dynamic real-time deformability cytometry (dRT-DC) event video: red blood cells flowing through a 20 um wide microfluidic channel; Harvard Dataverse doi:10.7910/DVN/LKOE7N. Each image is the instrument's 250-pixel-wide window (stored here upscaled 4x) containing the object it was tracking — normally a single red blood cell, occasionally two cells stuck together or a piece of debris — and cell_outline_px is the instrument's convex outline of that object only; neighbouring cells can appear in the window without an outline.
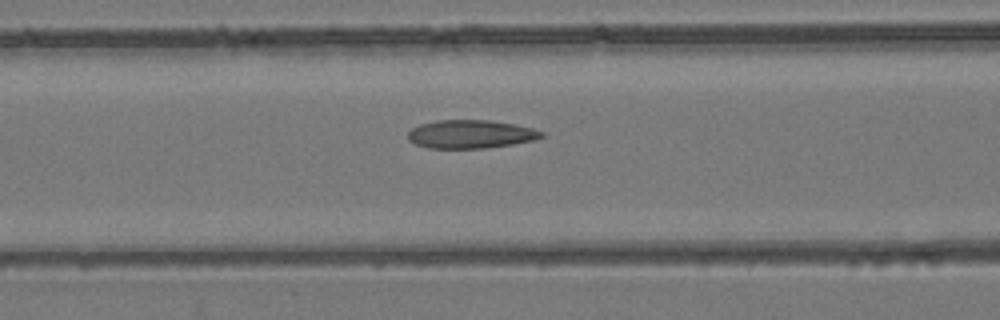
{"species": "common noctule bat (a hibernating species)", "species_latin": "Nyctalus noctula", "temperature_condition": "room temperature", "stored_images_in_passage": 53, "camera_frame_rate_fps": 3000, "um_per_image_px": 0.085, "animal": {"sex": "female", "body_mass_g": 24.6, "forearm_length_mm": 56.2}, "frame": {"image": 1, "passage_image": 22, "time_ms": 7.0, "image_size_px": [1000, 320], "cell_outline_px": [[544, 136], [536, 140], [512, 144], [484, 148], [428, 148], [416, 144], [408, 140], [408, 132], [412, 128], [420, 124], [436, 120], [492, 120], [532, 128], [544, 132]], "centroid_in_image_um": [40.0, 11.4], "position_along_channel_um": 126.6, "area_um2": 22.08}}
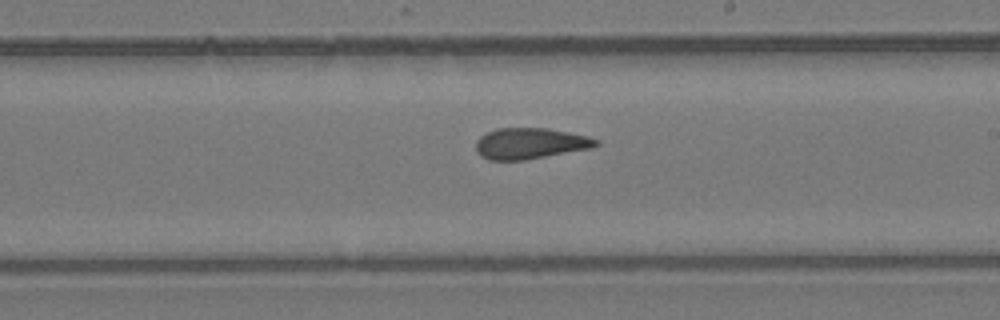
{"frame": {"image": 2, "passage_image": 31, "time_ms": 10.0, "image_size_px": [1000, 320], "cell_outline_px": [[600, 144], [592, 148], [524, 160], [488, 160], [480, 156], [476, 152], [476, 140], [480, 136], [496, 128], [548, 128], [588, 136], [600, 140]], "centroid_in_image_um": [45.06, 12.19], "position_along_channel_um": 243.9, "area_um2": 21.85}}
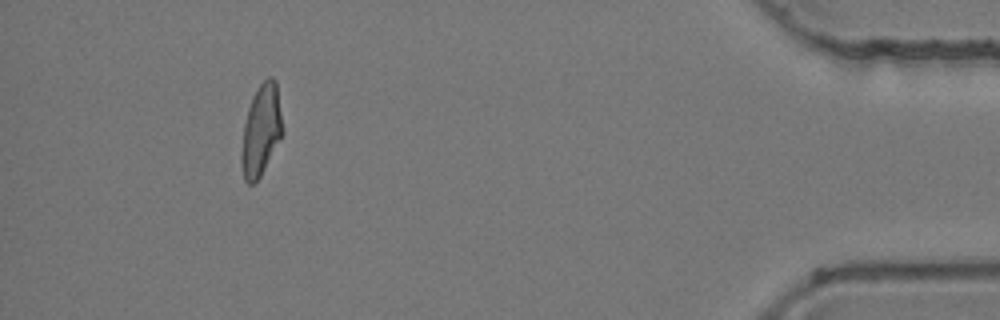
{"frame": {"image": 3, "passage_image": 49, "time_ms": 16.0, "image_size_px": [1000, 320], "cell_outline_px": [[284, 132], [260, 176], [252, 184], [248, 184], [244, 180], [240, 160], [240, 156], [244, 124], [248, 108], [252, 96], [256, 88], [268, 76], [272, 76], [276, 80], [284, 128]], "centroid_in_image_um": [22.2, 11.04], "position_along_channel_um": 413.0, "area_um2": 22.02}, "authors_computed_cell_mechanics": {"area_um2": 22.1374, "velocity_mm_per_s": 3.9186, "shape_relaxation_time_tau1_ms": null, "shape_relaxation_time_tau2_ms": 2.8253, "deformation_change_tau1": null, "deformation_change_tau2": 0.1109}}